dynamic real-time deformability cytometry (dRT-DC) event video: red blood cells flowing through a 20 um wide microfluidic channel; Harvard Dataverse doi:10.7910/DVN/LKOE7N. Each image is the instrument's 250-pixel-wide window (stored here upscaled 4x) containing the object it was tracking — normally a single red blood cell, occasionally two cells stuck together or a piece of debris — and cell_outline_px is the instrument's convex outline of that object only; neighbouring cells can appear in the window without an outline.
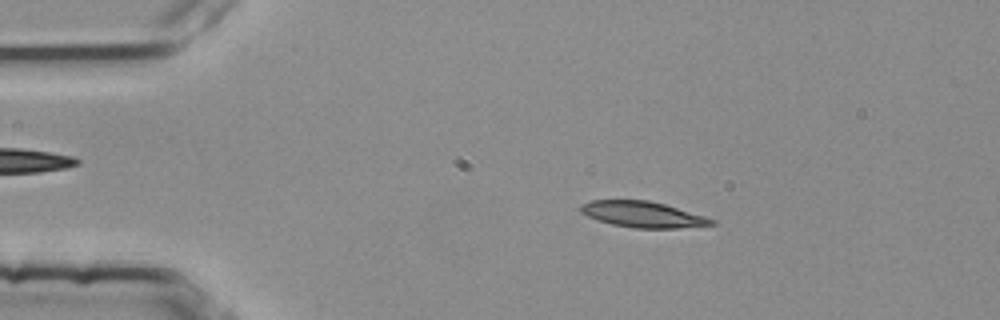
{"species": "common noctule bat (a hibernating species)", "species_latin": "Nyctalus noctula", "temperature_condition": "room temperature", "stored_images_in_passage": 45, "camera_frame_rate_fps": 3000, "um_per_image_px": 0.085, "animal": {"sex": "female", "body_mass_g": 25.1}, "frame": {"image": 1, "passage_image": 9, "time_ms": 2.667, "image_size_px": [1000, 320], "cell_outline_px": [[716, 224], [676, 228], [632, 228], [612, 224], [588, 216], [580, 212], [580, 204], [592, 200], [648, 200], [664, 204], [704, 216], [716, 220]], "centroid_in_image_um": [54.62, 18.22], "position_along_channel_um": 30.4, "area_um2": 19.59}}
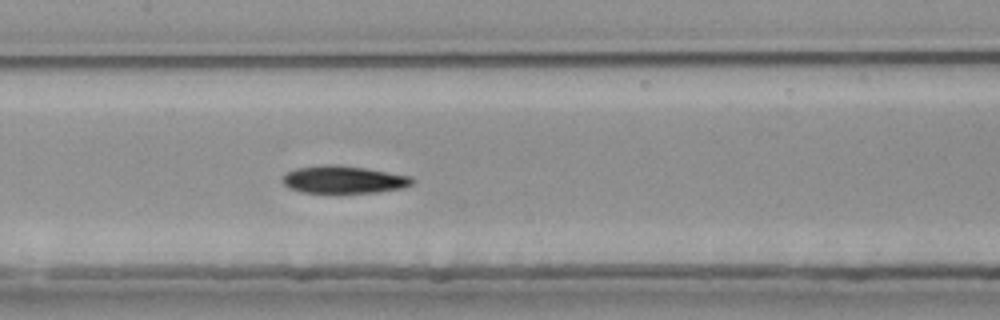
{"frame": {"image": 2, "passage_image": 25, "time_ms": 8.0, "image_size_px": [1000, 320], "cell_outline_px": [[412, 184], [400, 188], [376, 192], [300, 192], [288, 188], [284, 184], [284, 176], [288, 172], [296, 168], [324, 164], [336, 164], [364, 168], [412, 176]], "centroid_in_image_um": [29.18, 15.25], "position_along_channel_um": 178.2, "area_um2": 20.46}}
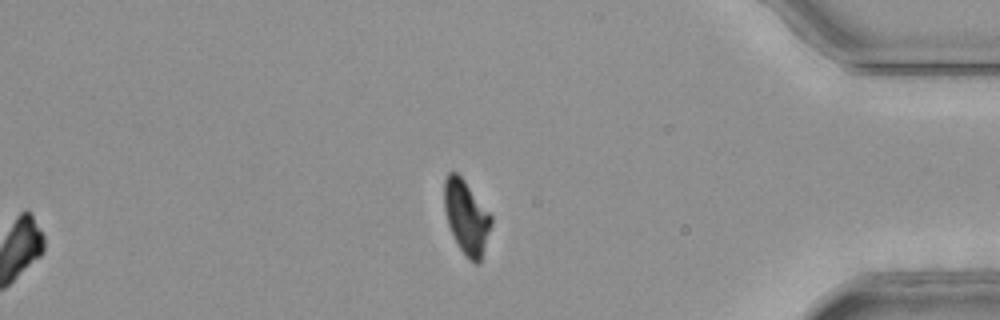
{"frame": {"image": 3, "passage_image": 45, "time_ms": 14.667, "image_size_px": [1000, 320], "cell_outline_px": [[492, 224], [480, 264], [476, 264], [464, 256], [448, 224], [444, 212], [444, 180], [448, 172], [456, 172], [464, 180], [492, 216]], "centroid_in_image_um": [39.64, 18.47], "position_along_channel_um": 395.6, "area_um2": 20.11}, "authors_computed_cell_mechanics": {"area_um2": 20.9236, "velocity_mm_per_s": 3.7791, "shape_relaxation_time_tau1_ms": 8.9657, "shape_relaxation_time_tau2_ms": 10.1253, "deformation_change_tau1": 0.2187, "deformation_change_tau2": 0.1359}}